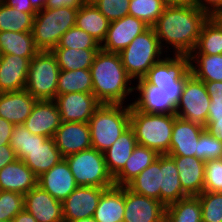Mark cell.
<instances>
[{"mask_svg": "<svg viewBox=\"0 0 222 222\" xmlns=\"http://www.w3.org/2000/svg\"><path fill=\"white\" fill-rule=\"evenodd\" d=\"M209 14L201 10L193 1L179 6H166L152 28L164 51L174 50V55H190L198 41ZM165 47H164V43ZM168 48V49H167Z\"/></svg>", "mask_w": 222, "mask_h": 222, "instance_id": "cell-1", "label": "cell"}, {"mask_svg": "<svg viewBox=\"0 0 222 222\" xmlns=\"http://www.w3.org/2000/svg\"><path fill=\"white\" fill-rule=\"evenodd\" d=\"M93 91L101 104H123L134 91V81L126 72L118 53L100 49L90 67ZM130 84V85H129Z\"/></svg>", "mask_w": 222, "mask_h": 222, "instance_id": "cell-2", "label": "cell"}, {"mask_svg": "<svg viewBox=\"0 0 222 222\" xmlns=\"http://www.w3.org/2000/svg\"><path fill=\"white\" fill-rule=\"evenodd\" d=\"M175 114H150L136 110L130 104V127L134 131L137 144L168 154Z\"/></svg>", "mask_w": 222, "mask_h": 222, "instance_id": "cell-3", "label": "cell"}, {"mask_svg": "<svg viewBox=\"0 0 222 222\" xmlns=\"http://www.w3.org/2000/svg\"><path fill=\"white\" fill-rule=\"evenodd\" d=\"M88 125L92 147L104 152L130 126V104H101Z\"/></svg>", "mask_w": 222, "mask_h": 222, "instance_id": "cell-4", "label": "cell"}, {"mask_svg": "<svg viewBox=\"0 0 222 222\" xmlns=\"http://www.w3.org/2000/svg\"><path fill=\"white\" fill-rule=\"evenodd\" d=\"M78 9L72 7L44 8L37 11L32 26L35 47L39 51L54 49L61 36L75 26Z\"/></svg>", "mask_w": 222, "mask_h": 222, "instance_id": "cell-5", "label": "cell"}, {"mask_svg": "<svg viewBox=\"0 0 222 222\" xmlns=\"http://www.w3.org/2000/svg\"><path fill=\"white\" fill-rule=\"evenodd\" d=\"M163 57L155 63L143 77L148 83L160 88L171 102L177 106L186 79L191 75L189 55Z\"/></svg>", "mask_w": 222, "mask_h": 222, "instance_id": "cell-6", "label": "cell"}, {"mask_svg": "<svg viewBox=\"0 0 222 222\" xmlns=\"http://www.w3.org/2000/svg\"><path fill=\"white\" fill-rule=\"evenodd\" d=\"M119 56L127 74L132 79L143 78L148 70L163 56V49L152 27L136 36L132 42L120 51ZM162 57V58H160Z\"/></svg>", "mask_w": 222, "mask_h": 222, "instance_id": "cell-7", "label": "cell"}, {"mask_svg": "<svg viewBox=\"0 0 222 222\" xmlns=\"http://www.w3.org/2000/svg\"><path fill=\"white\" fill-rule=\"evenodd\" d=\"M64 159L69 164L78 186L106 189L115 186L114 178L107 169L103 152L91 147Z\"/></svg>", "mask_w": 222, "mask_h": 222, "instance_id": "cell-8", "label": "cell"}, {"mask_svg": "<svg viewBox=\"0 0 222 222\" xmlns=\"http://www.w3.org/2000/svg\"><path fill=\"white\" fill-rule=\"evenodd\" d=\"M60 68L51 51H39L30 60L25 90L37 100H54Z\"/></svg>", "mask_w": 222, "mask_h": 222, "instance_id": "cell-9", "label": "cell"}, {"mask_svg": "<svg viewBox=\"0 0 222 222\" xmlns=\"http://www.w3.org/2000/svg\"><path fill=\"white\" fill-rule=\"evenodd\" d=\"M210 97L204 82L192 74L186 79L181 98L176 106V117L205 127L208 119Z\"/></svg>", "mask_w": 222, "mask_h": 222, "instance_id": "cell-10", "label": "cell"}, {"mask_svg": "<svg viewBox=\"0 0 222 222\" xmlns=\"http://www.w3.org/2000/svg\"><path fill=\"white\" fill-rule=\"evenodd\" d=\"M61 122L88 123L95 110L101 105L93 93L71 92L57 95L54 99Z\"/></svg>", "mask_w": 222, "mask_h": 222, "instance_id": "cell-11", "label": "cell"}, {"mask_svg": "<svg viewBox=\"0 0 222 222\" xmlns=\"http://www.w3.org/2000/svg\"><path fill=\"white\" fill-rule=\"evenodd\" d=\"M106 188L78 186L63 202L64 222L93 217L99 199Z\"/></svg>", "mask_w": 222, "mask_h": 222, "instance_id": "cell-12", "label": "cell"}, {"mask_svg": "<svg viewBox=\"0 0 222 222\" xmlns=\"http://www.w3.org/2000/svg\"><path fill=\"white\" fill-rule=\"evenodd\" d=\"M149 28L142 20L126 15L125 17L110 22L105 40L101 49L106 52L119 53L126 48L132 40Z\"/></svg>", "mask_w": 222, "mask_h": 222, "instance_id": "cell-13", "label": "cell"}, {"mask_svg": "<svg viewBox=\"0 0 222 222\" xmlns=\"http://www.w3.org/2000/svg\"><path fill=\"white\" fill-rule=\"evenodd\" d=\"M165 210L162 202L136 194L125 186L123 222H157L165 217Z\"/></svg>", "mask_w": 222, "mask_h": 222, "instance_id": "cell-14", "label": "cell"}, {"mask_svg": "<svg viewBox=\"0 0 222 222\" xmlns=\"http://www.w3.org/2000/svg\"><path fill=\"white\" fill-rule=\"evenodd\" d=\"M53 138L63 158L92 147L88 123L61 122Z\"/></svg>", "mask_w": 222, "mask_h": 222, "instance_id": "cell-15", "label": "cell"}, {"mask_svg": "<svg viewBox=\"0 0 222 222\" xmlns=\"http://www.w3.org/2000/svg\"><path fill=\"white\" fill-rule=\"evenodd\" d=\"M24 208L37 222H64L62 202L38 185L24 195Z\"/></svg>", "mask_w": 222, "mask_h": 222, "instance_id": "cell-16", "label": "cell"}, {"mask_svg": "<svg viewBox=\"0 0 222 222\" xmlns=\"http://www.w3.org/2000/svg\"><path fill=\"white\" fill-rule=\"evenodd\" d=\"M23 125L32 134L53 137L61 125V116L55 101L37 100Z\"/></svg>", "mask_w": 222, "mask_h": 222, "instance_id": "cell-17", "label": "cell"}, {"mask_svg": "<svg viewBox=\"0 0 222 222\" xmlns=\"http://www.w3.org/2000/svg\"><path fill=\"white\" fill-rule=\"evenodd\" d=\"M37 185L60 202H63L78 187L64 158L49 171L40 175Z\"/></svg>", "mask_w": 222, "mask_h": 222, "instance_id": "cell-18", "label": "cell"}, {"mask_svg": "<svg viewBox=\"0 0 222 222\" xmlns=\"http://www.w3.org/2000/svg\"><path fill=\"white\" fill-rule=\"evenodd\" d=\"M137 80L134 90L139 91V95L130 103L136 110L150 114L176 113V106L159 87L148 83L144 78Z\"/></svg>", "mask_w": 222, "mask_h": 222, "instance_id": "cell-19", "label": "cell"}, {"mask_svg": "<svg viewBox=\"0 0 222 222\" xmlns=\"http://www.w3.org/2000/svg\"><path fill=\"white\" fill-rule=\"evenodd\" d=\"M30 60L10 54H0V93L25 90Z\"/></svg>", "mask_w": 222, "mask_h": 222, "instance_id": "cell-20", "label": "cell"}, {"mask_svg": "<svg viewBox=\"0 0 222 222\" xmlns=\"http://www.w3.org/2000/svg\"><path fill=\"white\" fill-rule=\"evenodd\" d=\"M205 127L190 121L176 118L170 141V156H195L198 153V139Z\"/></svg>", "mask_w": 222, "mask_h": 222, "instance_id": "cell-21", "label": "cell"}, {"mask_svg": "<svg viewBox=\"0 0 222 222\" xmlns=\"http://www.w3.org/2000/svg\"><path fill=\"white\" fill-rule=\"evenodd\" d=\"M36 102L26 90L0 93V117L14 125L23 124Z\"/></svg>", "mask_w": 222, "mask_h": 222, "instance_id": "cell-22", "label": "cell"}, {"mask_svg": "<svg viewBox=\"0 0 222 222\" xmlns=\"http://www.w3.org/2000/svg\"><path fill=\"white\" fill-rule=\"evenodd\" d=\"M177 166L183 191L188 196H198L203 192L205 161L196 156H171Z\"/></svg>", "mask_w": 222, "mask_h": 222, "instance_id": "cell-23", "label": "cell"}, {"mask_svg": "<svg viewBox=\"0 0 222 222\" xmlns=\"http://www.w3.org/2000/svg\"><path fill=\"white\" fill-rule=\"evenodd\" d=\"M38 177L20 159L0 169V190L25 195L37 186Z\"/></svg>", "mask_w": 222, "mask_h": 222, "instance_id": "cell-24", "label": "cell"}, {"mask_svg": "<svg viewBox=\"0 0 222 222\" xmlns=\"http://www.w3.org/2000/svg\"><path fill=\"white\" fill-rule=\"evenodd\" d=\"M174 159L168 155H160V202L170 205L188 195L181 186Z\"/></svg>", "mask_w": 222, "mask_h": 222, "instance_id": "cell-25", "label": "cell"}, {"mask_svg": "<svg viewBox=\"0 0 222 222\" xmlns=\"http://www.w3.org/2000/svg\"><path fill=\"white\" fill-rule=\"evenodd\" d=\"M125 212V186L106 189L94 213L97 222H123Z\"/></svg>", "mask_w": 222, "mask_h": 222, "instance_id": "cell-26", "label": "cell"}, {"mask_svg": "<svg viewBox=\"0 0 222 222\" xmlns=\"http://www.w3.org/2000/svg\"><path fill=\"white\" fill-rule=\"evenodd\" d=\"M63 157L55 145L54 138H47L38 146H33L22 160L39 177L58 164Z\"/></svg>", "mask_w": 222, "mask_h": 222, "instance_id": "cell-27", "label": "cell"}, {"mask_svg": "<svg viewBox=\"0 0 222 222\" xmlns=\"http://www.w3.org/2000/svg\"><path fill=\"white\" fill-rule=\"evenodd\" d=\"M137 145L133 129L129 126L117 140L105 150V163L113 178L123 169L127 159Z\"/></svg>", "mask_w": 222, "mask_h": 222, "instance_id": "cell-28", "label": "cell"}, {"mask_svg": "<svg viewBox=\"0 0 222 222\" xmlns=\"http://www.w3.org/2000/svg\"><path fill=\"white\" fill-rule=\"evenodd\" d=\"M110 21L88 0L76 15L75 26L90 34L101 45L105 40Z\"/></svg>", "mask_w": 222, "mask_h": 222, "instance_id": "cell-29", "label": "cell"}, {"mask_svg": "<svg viewBox=\"0 0 222 222\" xmlns=\"http://www.w3.org/2000/svg\"><path fill=\"white\" fill-rule=\"evenodd\" d=\"M158 156L159 154L156 151L137 144L123 169L114 177L115 186H126L132 179L153 163Z\"/></svg>", "mask_w": 222, "mask_h": 222, "instance_id": "cell-30", "label": "cell"}, {"mask_svg": "<svg viewBox=\"0 0 222 222\" xmlns=\"http://www.w3.org/2000/svg\"><path fill=\"white\" fill-rule=\"evenodd\" d=\"M38 52L31 31L0 32V54L18 55L31 60Z\"/></svg>", "mask_w": 222, "mask_h": 222, "instance_id": "cell-31", "label": "cell"}, {"mask_svg": "<svg viewBox=\"0 0 222 222\" xmlns=\"http://www.w3.org/2000/svg\"><path fill=\"white\" fill-rule=\"evenodd\" d=\"M126 187L136 194L160 201V155Z\"/></svg>", "mask_w": 222, "mask_h": 222, "instance_id": "cell-32", "label": "cell"}, {"mask_svg": "<svg viewBox=\"0 0 222 222\" xmlns=\"http://www.w3.org/2000/svg\"><path fill=\"white\" fill-rule=\"evenodd\" d=\"M99 50L55 47L51 52L56 58L60 70H79L90 69Z\"/></svg>", "mask_w": 222, "mask_h": 222, "instance_id": "cell-33", "label": "cell"}, {"mask_svg": "<svg viewBox=\"0 0 222 222\" xmlns=\"http://www.w3.org/2000/svg\"><path fill=\"white\" fill-rule=\"evenodd\" d=\"M189 57L190 71L195 78L201 81H222V54H190Z\"/></svg>", "mask_w": 222, "mask_h": 222, "instance_id": "cell-34", "label": "cell"}, {"mask_svg": "<svg viewBox=\"0 0 222 222\" xmlns=\"http://www.w3.org/2000/svg\"><path fill=\"white\" fill-rule=\"evenodd\" d=\"M202 208L198 196H187L166 206L167 222H202Z\"/></svg>", "mask_w": 222, "mask_h": 222, "instance_id": "cell-35", "label": "cell"}, {"mask_svg": "<svg viewBox=\"0 0 222 222\" xmlns=\"http://www.w3.org/2000/svg\"><path fill=\"white\" fill-rule=\"evenodd\" d=\"M93 84L90 69L60 70L57 95L71 92L92 93Z\"/></svg>", "mask_w": 222, "mask_h": 222, "instance_id": "cell-36", "label": "cell"}, {"mask_svg": "<svg viewBox=\"0 0 222 222\" xmlns=\"http://www.w3.org/2000/svg\"><path fill=\"white\" fill-rule=\"evenodd\" d=\"M36 13H26L5 5L0 0V32H27L32 31Z\"/></svg>", "mask_w": 222, "mask_h": 222, "instance_id": "cell-37", "label": "cell"}, {"mask_svg": "<svg viewBox=\"0 0 222 222\" xmlns=\"http://www.w3.org/2000/svg\"><path fill=\"white\" fill-rule=\"evenodd\" d=\"M191 54H222V30L210 18L204 23Z\"/></svg>", "mask_w": 222, "mask_h": 222, "instance_id": "cell-38", "label": "cell"}, {"mask_svg": "<svg viewBox=\"0 0 222 222\" xmlns=\"http://www.w3.org/2000/svg\"><path fill=\"white\" fill-rule=\"evenodd\" d=\"M47 137L32 134L23 124L14 125L10 137V146L13 148L16 158L23 160L33 146L43 143Z\"/></svg>", "mask_w": 222, "mask_h": 222, "instance_id": "cell-39", "label": "cell"}, {"mask_svg": "<svg viewBox=\"0 0 222 222\" xmlns=\"http://www.w3.org/2000/svg\"><path fill=\"white\" fill-rule=\"evenodd\" d=\"M166 5L161 0H130L128 15L152 27L162 15Z\"/></svg>", "mask_w": 222, "mask_h": 222, "instance_id": "cell-40", "label": "cell"}, {"mask_svg": "<svg viewBox=\"0 0 222 222\" xmlns=\"http://www.w3.org/2000/svg\"><path fill=\"white\" fill-rule=\"evenodd\" d=\"M56 47L72 49H101V45L90 34L74 26L65 32Z\"/></svg>", "mask_w": 222, "mask_h": 222, "instance_id": "cell-41", "label": "cell"}, {"mask_svg": "<svg viewBox=\"0 0 222 222\" xmlns=\"http://www.w3.org/2000/svg\"><path fill=\"white\" fill-rule=\"evenodd\" d=\"M202 222H222V192L203 191L198 195Z\"/></svg>", "mask_w": 222, "mask_h": 222, "instance_id": "cell-42", "label": "cell"}, {"mask_svg": "<svg viewBox=\"0 0 222 222\" xmlns=\"http://www.w3.org/2000/svg\"><path fill=\"white\" fill-rule=\"evenodd\" d=\"M24 209V195L0 190V221L12 222L16 214Z\"/></svg>", "mask_w": 222, "mask_h": 222, "instance_id": "cell-43", "label": "cell"}, {"mask_svg": "<svg viewBox=\"0 0 222 222\" xmlns=\"http://www.w3.org/2000/svg\"><path fill=\"white\" fill-rule=\"evenodd\" d=\"M195 156L203 161L222 159V142L205 129L198 139V153Z\"/></svg>", "mask_w": 222, "mask_h": 222, "instance_id": "cell-44", "label": "cell"}, {"mask_svg": "<svg viewBox=\"0 0 222 222\" xmlns=\"http://www.w3.org/2000/svg\"><path fill=\"white\" fill-rule=\"evenodd\" d=\"M110 21L119 20L129 13L130 0H90Z\"/></svg>", "mask_w": 222, "mask_h": 222, "instance_id": "cell-45", "label": "cell"}, {"mask_svg": "<svg viewBox=\"0 0 222 222\" xmlns=\"http://www.w3.org/2000/svg\"><path fill=\"white\" fill-rule=\"evenodd\" d=\"M203 191L222 192V159L205 161Z\"/></svg>", "mask_w": 222, "mask_h": 222, "instance_id": "cell-46", "label": "cell"}, {"mask_svg": "<svg viewBox=\"0 0 222 222\" xmlns=\"http://www.w3.org/2000/svg\"><path fill=\"white\" fill-rule=\"evenodd\" d=\"M210 97L208 118H222V81H203Z\"/></svg>", "mask_w": 222, "mask_h": 222, "instance_id": "cell-47", "label": "cell"}, {"mask_svg": "<svg viewBox=\"0 0 222 222\" xmlns=\"http://www.w3.org/2000/svg\"><path fill=\"white\" fill-rule=\"evenodd\" d=\"M88 0H47L45 8L72 7L79 9Z\"/></svg>", "mask_w": 222, "mask_h": 222, "instance_id": "cell-48", "label": "cell"}, {"mask_svg": "<svg viewBox=\"0 0 222 222\" xmlns=\"http://www.w3.org/2000/svg\"><path fill=\"white\" fill-rule=\"evenodd\" d=\"M205 129L222 142V118H208Z\"/></svg>", "mask_w": 222, "mask_h": 222, "instance_id": "cell-49", "label": "cell"}, {"mask_svg": "<svg viewBox=\"0 0 222 222\" xmlns=\"http://www.w3.org/2000/svg\"><path fill=\"white\" fill-rule=\"evenodd\" d=\"M14 124L0 117V146L10 145V137Z\"/></svg>", "mask_w": 222, "mask_h": 222, "instance_id": "cell-50", "label": "cell"}, {"mask_svg": "<svg viewBox=\"0 0 222 222\" xmlns=\"http://www.w3.org/2000/svg\"><path fill=\"white\" fill-rule=\"evenodd\" d=\"M16 154L10 145L0 146V169L16 160Z\"/></svg>", "mask_w": 222, "mask_h": 222, "instance_id": "cell-51", "label": "cell"}, {"mask_svg": "<svg viewBox=\"0 0 222 222\" xmlns=\"http://www.w3.org/2000/svg\"><path fill=\"white\" fill-rule=\"evenodd\" d=\"M5 5L15 8L21 12L37 13L32 7L30 0H1Z\"/></svg>", "mask_w": 222, "mask_h": 222, "instance_id": "cell-52", "label": "cell"}, {"mask_svg": "<svg viewBox=\"0 0 222 222\" xmlns=\"http://www.w3.org/2000/svg\"><path fill=\"white\" fill-rule=\"evenodd\" d=\"M201 10L209 15L217 8L222 7V0H192Z\"/></svg>", "mask_w": 222, "mask_h": 222, "instance_id": "cell-53", "label": "cell"}, {"mask_svg": "<svg viewBox=\"0 0 222 222\" xmlns=\"http://www.w3.org/2000/svg\"><path fill=\"white\" fill-rule=\"evenodd\" d=\"M12 222H37L36 219L24 208L15 215Z\"/></svg>", "mask_w": 222, "mask_h": 222, "instance_id": "cell-54", "label": "cell"}, {"mask_svg": "<svg viewBox=\"0 0 222 222\" xmlns=\"http://www.w3.org/2000/svg\"><path fill=\"white\" fill-rule=\"evenodd\" d=\"M209 18L216 23L219 28L222 30V7L215 9L210 15Z\"/></svg>", "mask_w": 222, "mask_h": 222, "instance_id": "cell-55", "label": "cell"}, {"mask_svg": "<svg viewBox=\"0 0 222 222\" xmlns=\"http://www.w3.org/2000/svg\"><path fill=\"white\" fill-rule=\"evenodd\" d=\"M30 3L36 11H40L45 8L47 0H30Z\"/></svg>", "mask_w": 222, "mask_h": 222, "instance_id": "cell-56", "label": "cell"}, {"mask_svg": "<svg viewBox=\"0 0 222 222\" xmlns=\"http://www.w3.org/2000/svg\"><path fill=\"white\" fill-rule=\"evenodd\" d=\"M166 6H179L186 4L192 0H161Z\"/></svg>", "mask_w": 222, "mask_h": 222, "instance_id": "cell-57", "label": "cell"}, {"mask_svg": "<svg viewBox=\"0 0 222 222\" xmlns=\"http://www.w3.org/2000/svg\"><path fill=\"white\" fill-rule=\"evenodd\" d=\"M73 222H97L94 217H89V218H83L81 220L78 221H73Z\"/></svg>", "mask_w": 222, "mask_h": 222, "instance_id": "cell-58", "label": "cell"}, {"mask_svg": "<svg viewBox=\"0 0 222 222\" xmlns=\"http://www.w3.org/2000/svg\"><path fill=\"white\" fill-rule=\"evenodd\" d=\"M157 222H167V221H166V219H165V217H164L162 220L157 221Z\"/></svg>", "mask_w": 222, "mask_h": 222, "instance_id": "cell-59", "label": "cell"}]
</instances>
